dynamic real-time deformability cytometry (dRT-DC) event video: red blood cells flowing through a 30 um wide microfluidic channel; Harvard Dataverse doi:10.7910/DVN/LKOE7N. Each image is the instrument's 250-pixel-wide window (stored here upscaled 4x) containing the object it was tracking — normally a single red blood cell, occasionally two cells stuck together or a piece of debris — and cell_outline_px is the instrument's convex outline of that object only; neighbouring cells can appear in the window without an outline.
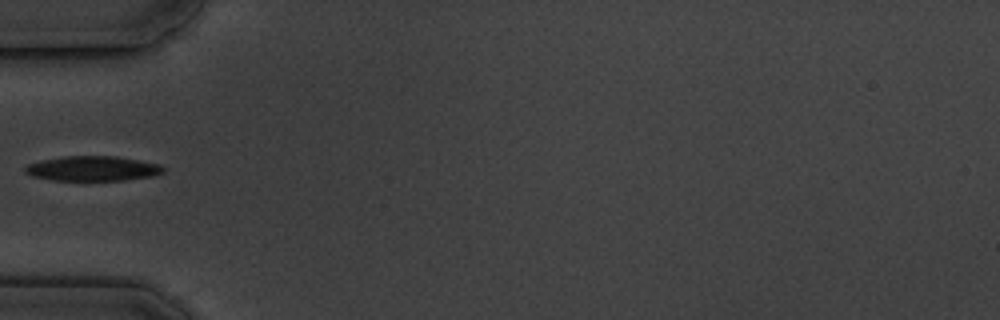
{"species": "common noctule bat (a hibernating species)", "species_latin": "Nyctalus noctula", "temperature_condition": "cold", "stored_images_in_passage": 5, "camera_frame_rate_fps": 3000, "um_per_image_px": 0.085, "animal": {"sex": "male", "body_mass_g": 19.5, "forearm_length_mm": 54.6}, "frame": {"image": 1, "passage_image": 5, "time_ms": 5.333, "image_size_px": [1000, 320], "cell_outline_px": [[164, 172], [156, 176], [124, 180], [52, 180], [32, 176], [24, 172], [24, 168], [28, 164], [44, 160], [64, 156], [116, 156], [160, 164], [164, 168]], "centroid_in_image_um": [7.91, 14.33], "position_along_channel_um": 77.1, "area_um2": 20.0}}